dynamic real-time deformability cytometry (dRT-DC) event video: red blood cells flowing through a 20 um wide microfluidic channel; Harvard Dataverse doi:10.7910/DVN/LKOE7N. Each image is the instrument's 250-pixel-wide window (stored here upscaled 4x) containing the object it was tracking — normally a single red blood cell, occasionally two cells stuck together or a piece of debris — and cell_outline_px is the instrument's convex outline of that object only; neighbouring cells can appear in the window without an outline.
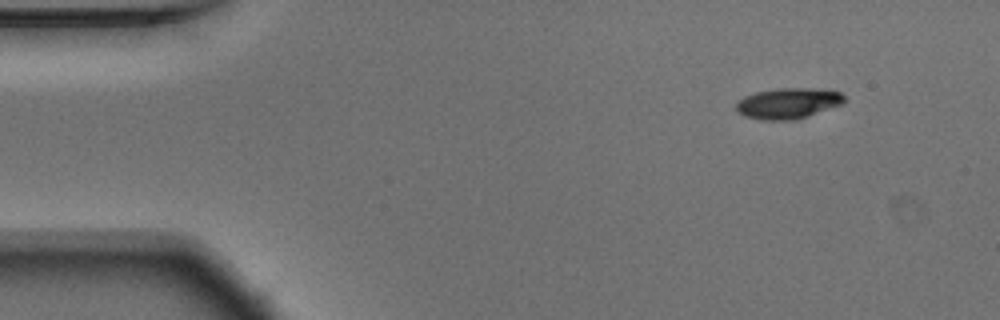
{"species": "Egyptian fruit bat (a non-hibernating species)", "species_latin": "Rousettus aegyptiacus", "temperature_condition": "warm", "stored_images_in_passage": 50, "segment_of_instrument_passage": [1, 2], "camera_frame_rate_fps": 3000, "um_per_image_px": 0.085, "animal": {"sex": "male"}, "frame": {"image": 1, "passage_image": 1, "time_ms": 0.0, "image_size_px": [1000, 320], "cell_outline_px": [[844, 100], [840, 104], [808, 116], [792, 120], [760, 120], [744, 116], [736, 112], [736, 104], [744, 96], [756, 92], [776, 88], [808, 88], [840, 92], [844, 96]], "centroid_in_image_um": [66.92, 8.79], "position_along_channel_um": 18.1, "area_um2": 19.19}}
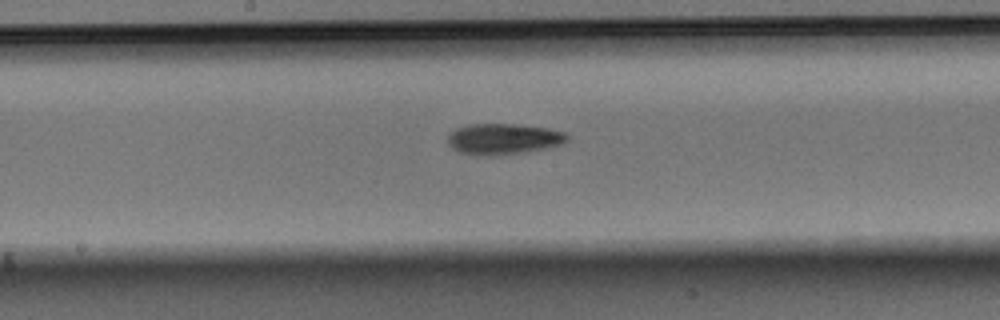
{"frame": {"image": 2, "passage_image": 23, "time_ms": 7.333, "image_size_px": [1000, 320], "cell_outline_px": [[568, 140], [560, 144], [548, 148], [524, 152], [488, 156], [480, 156], [460, 152], [452, 148], [448, 144], [448, 136], [456, 128], [468, 124], [516, 124], [548, 128], [564, 132], [568, 136]], "centroid_in_image_um": [42.78, 11.81], "position_along_channel_um": 205.4, "area_um2": 21.5}}
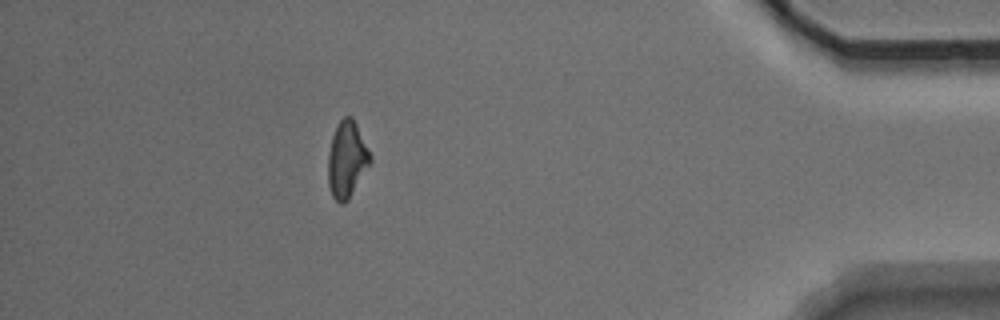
{"frame": {"image": 3, "passage_image": 43, "time_ms": 14.0, "image_size_px": [1000, 320], "cell_outline_px": [[372, 160], [348, 200], [344, 204], [340, 204], [332, 196], [328, 184], [328, 156], [332, 136], [340, 120], [344, 116], [352, 116], [372, 156]], "centroid_in_image_um": [29.48, 13.57], "position_along_channel_um": 405.7, "area_um2": 18.61}}